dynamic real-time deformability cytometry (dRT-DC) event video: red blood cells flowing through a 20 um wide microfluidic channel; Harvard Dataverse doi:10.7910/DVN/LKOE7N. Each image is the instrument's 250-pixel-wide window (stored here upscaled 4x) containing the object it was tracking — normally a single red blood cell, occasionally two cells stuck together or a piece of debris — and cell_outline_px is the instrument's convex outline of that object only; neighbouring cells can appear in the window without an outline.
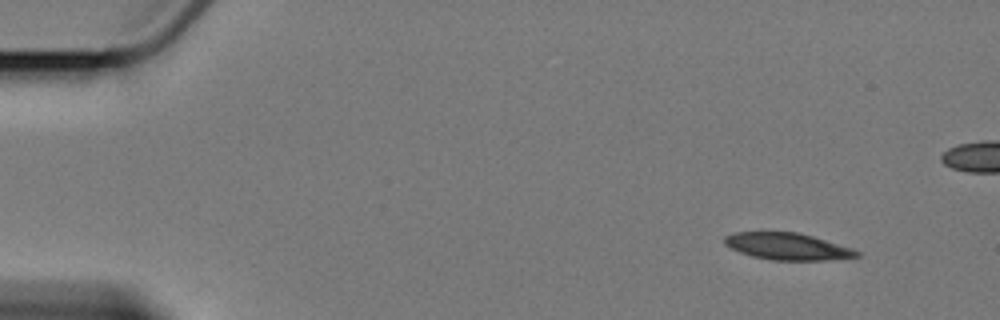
{"species": "Egyptian fruit bat (a non-hibernating species)", "species_latin": "Rousettus aegyptiacus", "temperature_condition": "cold", "stored_images_in_passage": 5, "camera_frame_rate_fps": 3000, "um_per_image_px": 0.085, "animal": {"sex": "female"}, "frame": {"image": 1, "passage_image": 1, "time_ms": 0.0, "image_size_px": [1000, 320], "cell_outline_px": [[860, 256], [828, 260], [772, 260], [752, 256], [740, 252], [724, 244], [724, 236], [736, 232], [796, 232], [812, 236], [852, 248], [860, 252]], "centroid_in_image_um": [66.93, 20.95], "position_along_channel_um": 18.1, "area_um2": 20.52}}